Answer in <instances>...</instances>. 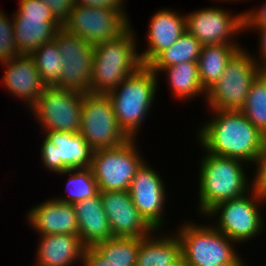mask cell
Masks as SVG:
<instances>
[{
    "label": "cell",
    "mask_w": 266,
    "mask_h": 266,
    "mask_svg": "<svg viewBox=\"0 0 266 266\" xmlns=\"http://www.w3.org/2000/svg\"><path fill=\"white\" fill-rule=\"evenodd\" d=\"M213 119L201 126L198 139L210 154L255 163L265 136L241 111L211 110Z\"/></svg>",
    "instance_id": "1"
},
{
    "label": "cell",
    "mask_w": 266,
    "mask_h": 266,
    "mask_svg": "<svg viewBox=\"0 0 266 266\" xmlns=\"http://www.w3.org/2000/svg\"><path fill=\"white\" fill-rule=\"evenodd\" d=\"M132 25L114 40L94 45L91 93L107 94L141 66Z\"/></svg>",
    "instance_id": "2"
},
{
    "label": "cell",
    "mask_w": 266,
    "mask_h": 266,
    "mask_svg": "<svg viewBox=\"0 0 266 266\" xmlns=\"http://www.w3.org/2000/svg\"><path fill=\"white\" fill-rule=\"evenodd\" d=\"M205 153L200 161L197 192L200 199L199 213L204 216L217 203L241 197L253 188L243 170V161Z\"/></svg>",
    "instance_id": "3"
},
{
    "label": "cell",
    "mask_w": 266,
    "mask_h": 266,
    "mask_svg": "<svg viewBox=\"0 0 266 266\" xmlns=\"http://www.w3.org/2000/svg\"><path fill=\"white\" fill-rule=\"evenodd\" d=\"M158 75L141 66L107 93L117 122L129 138H135L156 97Z\"/></svg>",
    "instance_id": "4"
},
{
    "label": "cell",
    "mask_w": 266,
    "mask_h": 266,
    "mask_svg": "<svg viewBox=\"0 0 266 266\" xmlns=\"http://www.w3.org/2000/svg\"><path fill=\"white\" fill-rule=\"evenodd\" d=\"M184 266H240L244 261L229 239L213 225L182 224L177 231ZM231 241V242H230Z\"/></svg>",
    "instance_id": "5"
},
{
    "label": "cell",
    "mask_w": 266,
    "mask_h": 266,
    "mask_svg": "<svg viewBox=\"0 0 266 266\" xmlns=\"http://www.w3.org/2000/svg\"><path fill=\"white\" fill-rule=\"evenodd\" d=\"M262 71L253 56L240 48L219 80L206 91L204 97L211 110L241 111L252 83Z\"/></svg>",
    "instance_id": "6"
},
{
    "label": "cell",
    "mask_w": 266,
    "mask_h": 266,
    "mask_svg": "<svg viewBox=\"0 0 266 266\" xmlns=\"http://www.w3.org/2000/svg\"><path fill=\"white\" fill-rule=\"evenodd\" d=\"M251 191V194L248 192L241 197L219 202L205 214L206 218H210L220 213L218 223L215 222L216 226L213 227L237 243L252 240L264 229L259 204L266 201V195L255 188Z\"/></svg>",
    "instance_id": "7"
},
{
    "label": "cell",
    "mask_w": 266,
    "mask_h": 266,
    "mask_svg": "<svg viewBox=\"0 0 266 266\" xmlns=\"http://www.w3.org/2000/svg\"><path fill=\"white\" fill-rule=\"evenodd\" d=\"M135 140L130 138L117 147L93 152L90 168L99 192L129 190L137 170L145 162L140 157Z\"/></svg>",
    "instance_id": "8"
},
{
    "label": "cell",
    "mask_w": 266,
    "mask_h": 266,
    "mask_svg": "<svg viewBox=\"0 0 266 266\" xmlns=\"http://www.w3.org/2000/svg\"><path fill=\"white\" fill-rule=\"evenodd\" d=\"M79 133L94 151L117 147L130 139L118 124L107 94H84Z\"/></svg>",
    "instance_id": "9"
},
{
    "label": "cell",
    "mask_w": 266,
    "mask_h": 266,
    "mask_svg": "<svg viewBox=\"0 0 266 266\" xmlns=\"http://www.w3.org/2000/svg\"><path fill=\"white\" fill-rule=\"evenodd\" d=\"M84 93L47 86L30 108L44 131L79 133Z\"/></svg>",
    "instance_id": "10"
},
{
    "label": "cell",
    "mask_w": 266,
    "mask_h": 266,
    "mask_svg": "<svg viewBox=\"0 0 266 266\" xmlns=\"http://www.w3.org/2000/svg\"><path fill=\"white\" fill-rule=\"evenodd\" d=\"M55 41L64 65L59 77V88L80 93H91V70L94 46L82 37L69 32L63 26L55 32Z\"/></svg>",
    "instance_id": "11"
},
{
    "label": "cell",
    "mask_w": 266,
    "mask_h": 266,
    "mask_svg": "<svg viewBox=\"0 0 266 266\" xmlns=\"http://www.w3.org/2000/svg\"><path fill=\"white\" fill-rule=\"evenodd\" d=\"M18 4L19 9L12 15L15 43L20 54H31L53 40L62 24L40 0H19Z\"/></svg>",
    "instance_id": "12"
},
{
    "label": "cell",
    "mask_w": 266,
    "mask_h": 266,
    "mask_svg": "<svg viewBox=\"0 0 266 266\" xmlns=\"http://www.w3.org/2000/svg\"><path fill=\"white\" fill-rule=\"evenodd\" d=\"M130 22L119 10L74 4L62 26L94 46L119 37L131 26Z\"/></svg>",
    "instance_id": "13"
},
{
    "label": "cell",
    "mask_w": 266,
    "mask_h": 266,
    "mask_svg": "<svg viewBox=\"0 0 266 266\" xmlns=\"http://www.w3.org/2000/svg\"><path fill=\"white\" fill-rule=\"evenodd\" d=\"M44 132L47 135L40 149L44 167L58 174L91 166L94 150L80 133L57 130Z\"/></svg>",
    "instance_id": "14"
},
{
    "label": "cell",
    "mask_w": 266,
    "mask_h": 266,
    "mask_svg": "<svg viewBox=\"0 0 266 266\" xmlns=\"http://www.w3.org/2000/svg\"><path fill=\"white\" fill-rule=\"evenodd\" d=\"M231 14L218 7L197 10L185 15L186 29L202 45H238L239 43L232 38L236 33L238 35L243 32L242 13L235 16Z\"/></svg>",
    "instance_id": "15"
},
{
    "label": "cell",
    "mask_w": 266,
    "mask_h": 266,
    "mask_svg": "<svg viewBox=\"0 0 266 266\" xmlns=\"http://www.w3.org/2000/svg\"><path fill=\"white\" fill-rule=\"evenodd\" d=\"M112 237L144 238L157 232L139 213L129 191L100 192Z\"/></svg>",
    "instance_id": "16"
},
{
    "label": "cell",
    "mask_w": 266,
    "mask_h": 266,
    "mask_svg": "<svg viewBox=\"0 0 266 266\" xmlns=\"http://www.w3.org/2000/svg\"><path fill=\"white\" fill-rule=\"evenodd\" d=\"M164 186L160 174L144 162L137 170L128 190L139 213L157 231L165 221V215L162 214L167 198Z\"/></svg>",
    "instance_id": "17"
},
{
    "label": "cell",
    "mask_w": 266,
    "mask_h": 266,
    "mask_svg": "<svg viewBox=\"0 0 266 266\" xmlns=\"http://www.w3.org/2000/svg\"><path fill=\"white\" fill-rule=\"evenodd\" d=\"M1 65L6 70L2 77V83L5 84L3 86L32 108L47 87L38 73L33 57L30 54H20Z\"/></svg>",
    "instance_id": "18"
},
{
    "label": "cell",
    "mask_w": 266,
    "mask_h": 266,
    "mask_svg": "<svg viewBox=\"0 0 266 266\" xmlns=\"http://www.w3.org/2000/svg\"><path fill=\"white\" fill-rule=\"evenodd\" d=\"M28 222L39 235L69 234L79 236L73 204L52 198L31 208Z\"/></svg>",
    "instance_id": "19"
},
{
    "label": "cell",
    "mask_w": 266,
    "mask_h": 266,
    "mask_svg": "<svg viewBox=\"0 0 266 266\" xmlns=\"http://www.w3.org/2000/svg\"><path fill=\"white\" fill-rule=\"evenodd\" d=\"M185 15L170 9L156 11L149 23L148 48L139 54L142 66H147L160 52L169 48L185 32Z\"/></svg>",
    "instance_id": "20"
},
{
    "label": "cell",
    "mask_w": 266,
    "mask_h": 266,
    "mask_svg": "<svg viewBox=\"0 0 266 266\" xmlns=\"http://www.w3.org/2000/svg\"><path fill=\"white\" fill-rule=\"evenodd\" d=\"M79 237L85 247H93L95 244L112 238V231L108 218L103 209L100 192L91 198H87L73 205Z\"/></svg>",
    "instance_id": "21"
},
{
    "label": "cell",
    "mask_w": 266,
    "mask_h": 266,
    "mask_svg": "<svg viewBox=\"0 0 266 266\" xmlns=\"http://www.w3.org/2000/svg\"><path fill=\"white\" fill-rule=\"evenodd\" d=\"M37 248V264L39 266H72L82 261L85 246L80 237L69 234L40 235Z\"/></svg>",
    "instance_id": "22"
},
{
    "label": "cell",
    "mask_w": 266,
    "mask_h": 266,
    "mask_svg": "<svg viewBox=\"0 0 266 266\" xmlns=\"http://www.w3.org/2000/svg\"><path fill=\"white\" fill-rule=\"evenodd\" d=\"M181 260V243L176 234L140 238L136 266H176Z\"/></svg>",
    "instance_id": "23"
},
{
    "label": "cell",
    "mask_w": 266,
    "mask_h": 266,
    "mask_svg": "<svg viewBox=\"0 0 266 266\" xmlns=\"http://www.w3.org/2000/svg\"><path fill=\"white\" fill-rule=\"evenodd\" d=\"M237 44L203 45L199 55L198 75L205 91L222 76L228 61L241 48Z\"/></svg>",
    "instance_id": "24"
},
{
    "label": "cell",
    "mask_w": 266,
    "mask_h": 266,
    "mask_svg": "<svg viewBox=\"0 0 266 266\" xmlns=\"http://www.w3.org/2000/svg\"><path fill=\"white\" fill-rule=\"evenodd\" d=\"M202 44L185 31L169 48L160 52L147 66L156 74L162 69L184 62H197Z\"/></svg>",
    "instance_id": "25"
},
{
    "label": "cell",
    "mask_w": 266,
    "mask_h": 266,
    "mask_svg": "<svg viewBox=\"0 0 266 266\" xmlns=\"http://www.w3.org/2000/svg\"><path fill=\"white\" fill-rule=\"evenodd\" d=\"M166 72L172 93L185 100L199 94L206 95L198 75L197 62H184L161 70Z\"/></svg>",
    "instance_id": "26"
},
{
    "label": "cell",
    "mask_w": 266,
    "mask_h": 266,
    "mask_svg": "<svg viewBox=\"0 0 266 266\" xmlns=\"http://www.w3.org/2000/svg\"><path fill=\"white\" fill-rule=\"evenodd\" d=\"M139 245L140 238L112 237L95 244L93 248L112 264L136 266Z\"/></svg>",
    "instance_id": "27"
},
{
    "label": "cell",
    "mask_w": 266,
    "mask_h": 266,
    "mask_svg": "<svg viewBox=\"0 0 266 266\" xmlns=\"http://www.w3.org/2000/svg\"><path fill=\"white\" fill-rule=\"evenodd\" d=\"M38 73L46 86H55L59 88V77L62 72L64 61L59 54L58 47L54 40L42 44L31 54Z\"/></svg>",
    "instance_id": "28"
},
{
    "label": "cell",
    "mask_w": 266,
    "mask_h": 266,
    "mask_svg": "<svg viewBox=\"0 0 266 266\" xmlns=\"http://www.w3.org/2000/svg\"><path fill=\"white\" fill-rule=\"evenodd\" d=\"M241 112L266 136V70L252 83Z\"/></svg>",
    "instance_id": "29"
},
{
    "label": "cell",
    "mask_w": 266,
    "mask_h": 266,
    "mask_svg": "<svg viewBox=\"0 0 266 266\" xmlns=\"http://www.w3.org/2000/svg\"><path fill=\"white\" fill-rule=\"evenodd\" d=\"M58 174H70L67 184V195L57 200L75 204L99 193L98 185L91 168L70 169ZM67 197V198H66Z\"/></svg>",
    "instance_id": "30"
},
{
    "label": "cell",
    "mask_w": 266,
    "mask_h": 266,
    "mask_svg": "<svg viewBox=\"0 0 266 266\" xmlns=\"http://www.w3.org/2000/svg\"><path fill=\"white\" fill-rule=\"evenodd\" d=\"M19 55L20 52L15 43L13 17L11 20L8 19L0 9V62H7Z\"/></svg>",
    "instance_id": "31"
},
{
    "label": "cell",
    "mask_w": 266,
    "mask_h": 266,
    "mask_svg": "<svg viewBox=\"0 0 266 266\" xmlns=\"http://www.w3.org/2000/svg\"><path fill=\"white\" fill-rule=\"evenodd\" d=\"M255 165L258 167L256 168L257 171L254 174L255 177L252 181L253 188L266 195V136Z\"/></svg>",
    "instance_id": "32"
},
{
    "label": "cell",
    "mask_w": 266,
    "mask_h": 266,
    "mask_svg": "<svg viewBox=\"0 0 266 266\" xmlns=\"http://www.w3.org/2000/svg\"><path fill=\"white\" fill-rule=\"evenodd\" d=\"M51 9L55 18L63 25L69 18L75 0H40Z\"/></svg>",
    "instance_id": "33"
},
{
    "label": "cell",
    "mask_w": 266,
    "mask_h": 266,
    "mask_svg": "<svg viewBox=\"0 0 266 266\" xmlns=\"http://www.w3.org/2000/svg\"><path fill=\"white\" fill-rule=\"evenodd\" d=\"M243 31L250 28L259 29L266 27V3L258 10H250V12L242 13Z\"/></svg>",
    "instance_id": "34"
},
{
    "label": "cell",
    "mask_w": 266,
    "mask_h": 266,
    "mask_svg": "<svg viewBox=\"0 0 266 266\" xmlns=\"http://www.w3.org/2000/svg\"><path fill=\"white\" fill-rule=\"evenodd\" d=\"M124 0H75V4L79 6H90L100 8H110L113 10L121 11L127 18V14L124 11Z\"/></svg>",
    "instance_id": "35"
},
{
    "label": "cell",
    "mask_w": 266,
    "mask_h": 266,
    "mask_svg": "<svg viewBox=\"0 0 266 266\" xmlns=\"http://www.w3.org/2000/svg\"><path fill=\"white\" fill-rule=\"evenodd\" d=\"M83 266H125L110 263L103 258L93 247H86L83 253Z\"/></svg>",
    "instance_id": "36"
},
{
    "label": "cell",
    "mask_w": 266,
    "mask_h": 266,
    "mask_svg": "<svg viewBox=\"0 0 266 266\" xmlns=\"http://www.w3.org/2000/svg\"><path fill=\"white\" fill-rule=\"evenodd\" d=\"M258 33H260V42H259V47H260V55L257 60L255 58V61L257 64L263 69L266 70V27L259 28L257 29ZM260 31V32H259ZM261 59V60H260Z\"/></svg>",
    "instance_id": "37"
},
{
    "label": "cell",
    "mask_w": 266,
    "mask_h": 266,
    "mask_svg": "<svg viewBox=\"0 0 266 266\" xmlns=\"http://www.w3.org/2000/svg\"><path fill=\"white\" fill-rule=\"evenodd\" d=\"M176 266H184L182 260Z\"/></svg>",
    "instance_id": "38"
}]
</instances>
